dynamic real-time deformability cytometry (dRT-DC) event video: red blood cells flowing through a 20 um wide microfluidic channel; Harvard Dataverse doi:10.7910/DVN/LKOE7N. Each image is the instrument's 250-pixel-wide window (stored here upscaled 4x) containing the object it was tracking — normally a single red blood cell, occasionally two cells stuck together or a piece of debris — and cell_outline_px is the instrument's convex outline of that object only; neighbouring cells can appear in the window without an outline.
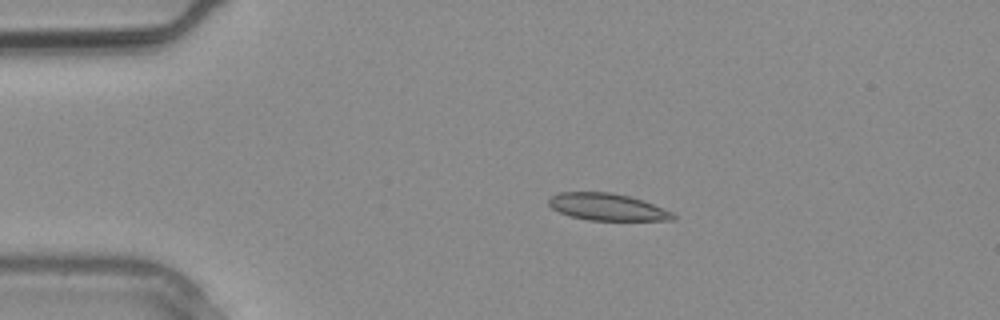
{"species": "common noctule bat (a hibernating species)", "species_latin": "Nyctalus noctula", "temperature_condition": "warm", "stored_images_in_passage": 2, "camera_frame_rate_fps": 3000, "um_per_image_px": 0.085, "animal": {"sex": "male", "body_mass_g": 20.4}, "frame": {"image": 1, "passage_image": 2, "time_ms": 0.333, "image_size_px": [1000, 320], "cell_outline_px": [[676, 220], [588, 220], [572, 216], [560, 212], [552, 208], [548, 204], [548, 200], [552, 196], [560, 192], [612, 192], [628, 196], [652, 204], [672, 212], [676, 216]], "centroid_in_image_um": [51.61, 17.59], "position_along_channel_um": 33.4, "area_um2": 19.31}}